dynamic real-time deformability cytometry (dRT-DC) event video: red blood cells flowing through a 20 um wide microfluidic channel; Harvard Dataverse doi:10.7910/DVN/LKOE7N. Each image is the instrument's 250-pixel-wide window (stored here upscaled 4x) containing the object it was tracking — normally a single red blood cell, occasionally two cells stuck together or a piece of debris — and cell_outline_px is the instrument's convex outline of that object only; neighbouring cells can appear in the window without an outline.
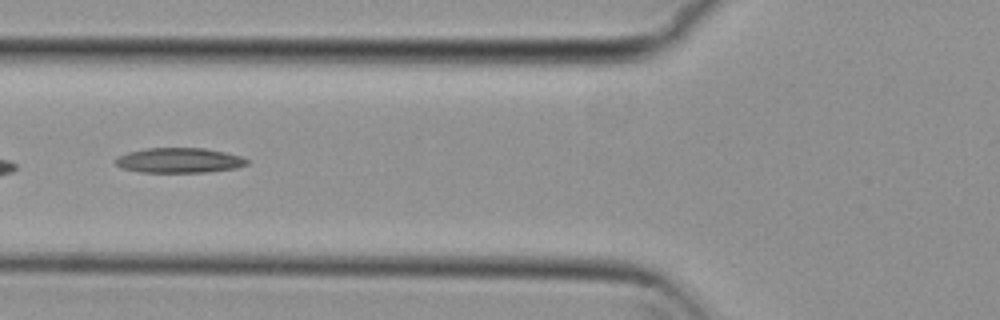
{"species": "common noctule bat (a hibernating species)", "species_latin": "Nyctalus noctula", "temperature_condition": "cold", "stored_images_in_passage": 32, "camera_frame_rate_fps": 3000, "um_per_image_px": 0.085, "animal": {"sex": "female", "body_mass_g": 29.2, "forearm_length_mm": 56.3}, "frame": {"image": 1, "passage_image": 5, "time_ms": 1.333, "image_size_px": [1000, 320], "cell_outline_px": [[248, 164], [236, 168], [208, 172], [140, 172], [120, 168], [112, 160], [116, 156], [128, 152], [148, 148], [204, 148], [224, 152], [240, 156], [248, 160]], "centroid_in_image_um": [15.18, 13.63], "position_along_channel_um": 110.6, "area_um2": 19.25}}